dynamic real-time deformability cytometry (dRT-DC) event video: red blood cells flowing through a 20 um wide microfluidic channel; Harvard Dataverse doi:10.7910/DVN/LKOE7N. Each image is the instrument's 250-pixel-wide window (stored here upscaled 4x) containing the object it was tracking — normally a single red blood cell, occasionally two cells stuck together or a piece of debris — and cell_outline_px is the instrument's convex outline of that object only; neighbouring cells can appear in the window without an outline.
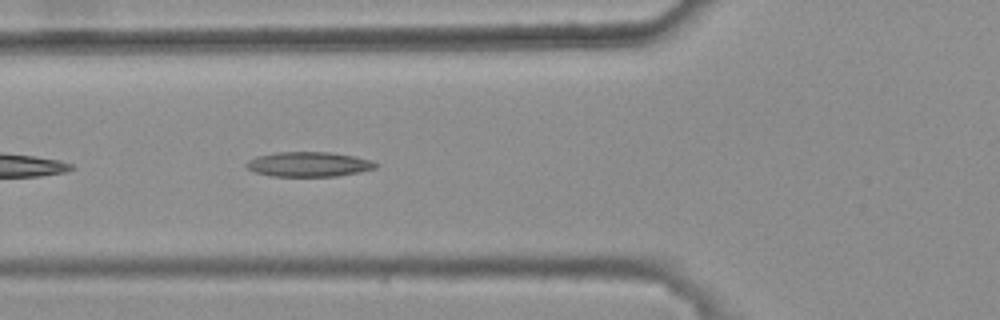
{"species": "common noctule bat (a hibernating species)", "species_latin": "Nyctalus noctula", "temperature_condition": "warm", "stored_images_in_passage": 26, "camera_frame_rate_fps": 3000, "um_per_image_px": 0.085, "animal": {"sex": "female", "body_mass_g": 25.1}, "frame": {"image": 1, "passage_image": 6, "time_ms": 1.667, "image_size_px": [1000, 320], "cell_outline_px": [[380, 164], [376, 168], [360, 172], [336, 176], [272, 176], [256, 172], [248, 168], [244, 164], [248, 160], [256, 156], [276, 152], [328, 152], [352, 156], [372, 160]], "centroid_in_image_um": [26.25, 13.96], "position_along_channel_um": 99.5, "area_um2": 18.67}}
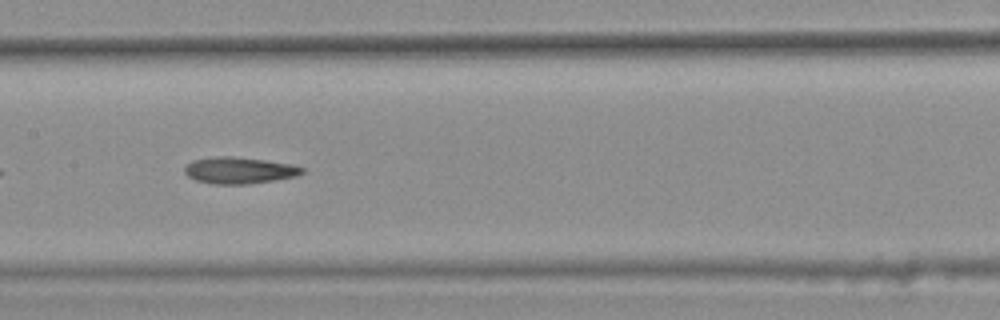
{"frame": {"image": 2, "passage_image": 13, "time_ms": 4.0, "image_size_px": [1000, 320], "cell_outline_px": [[304, 172], [296, 176], [276, 180], [248, 184], [212, 184], [196, 180], [188, 176], [184, 172], [184, 168], [192, 160], [216, 156], [232, 156], [264, 160], [292, 164], [304, 168]], "centroid_in_image_um": [20.33, 14.48], "position_along_channel_um": 187.1, "area_um2": 18.21}}
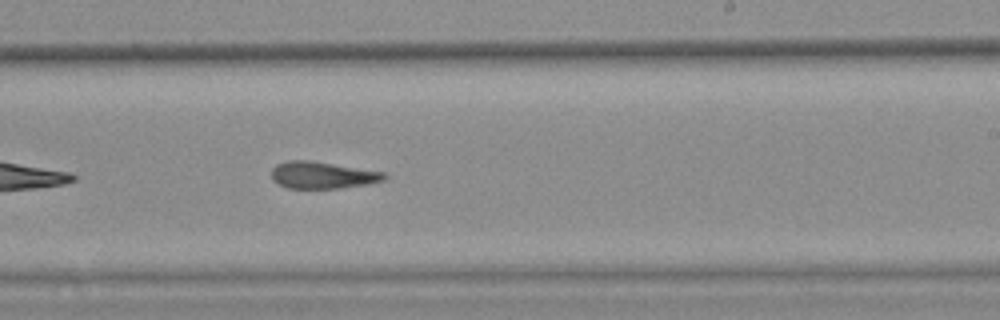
{"frame": {"image": 3, "passage_image": 19, "time_ms": 6.0, "image_size_px": [1000, 320], "cell_outline_px": [[388, 176], [384, 180], [368, 184], [340, 188], [288, 188], [272, 180], [272, 168], [276, 164], [288, 160], [308, 160], [384, 172]], "centroid_in_image_um": [27.4, 14.88], "position_along_channel_um": 261.6, "area_um2": 17.57}}